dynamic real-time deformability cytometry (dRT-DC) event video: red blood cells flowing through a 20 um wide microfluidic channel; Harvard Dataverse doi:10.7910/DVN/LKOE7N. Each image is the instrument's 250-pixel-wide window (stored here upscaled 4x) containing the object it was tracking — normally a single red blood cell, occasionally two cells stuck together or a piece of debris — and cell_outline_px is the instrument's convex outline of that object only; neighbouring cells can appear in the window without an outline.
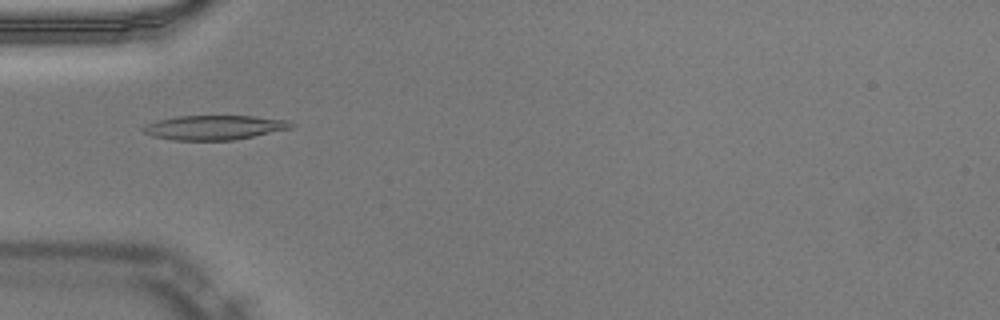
{"species": "Egyptian fruit bat (a non-hibernating species)", "species_latin": "Rousettus aegyptiacus", "temperature_condition": "warm", "stored_images_in_passage": 36, "camera_frame_rate_fps": 3000, "um_per_image_px": 0.085, "animal": {"sex": "male"}, "frame": {"image": 1, "passage_image": 2, "time_ms": 0.333, "image_size_px": [1000, 320], "cell_outline_px": [[296, 124], [292, 128], [232, 140], [176, 140], [152, 136], [144, 132], [140, 128], [156, 120], [176, 116], [252, 116], [288, 120]], "centroid_in_image_um": [18.21, 10.83], "position_along_channel_um": 66.8, "area_um2": 20.98}}
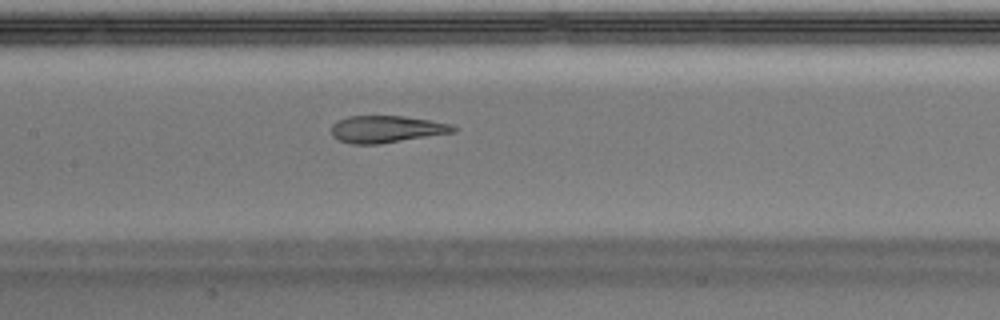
{"frame": {"image": 2, "passage_image": 10, "time_ms": 3.0, "image_size_px": [1000, 320], "cell_outline_px": [[460, 128], [456, 132], [380, 144], [352, 144], [340, 140], [332, 136], [332, 124], [336, 120], [348, 116], [404, 116], [428, 120], [448, 124]], "centroid_in_image_um": [32.84, 10.98], "position_along_channel_um": 174.6, "area_um2": 19.25}}
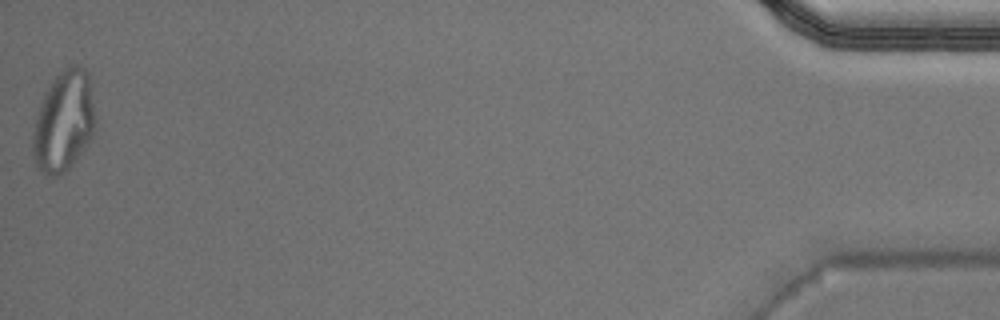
{"frame": {"image": 3, "passage_image": 36, "time_ms": 11.667, "image_size_px": [1000, 320], "cell_outline_px": [[96, 120], [92, 136], [76, 160], [60, 176], [44, 176], [36, 168], [32, 152], [32, 136], [40, 104], [44, 92], [52, 80], [64, 68], [72, 64], [76, 64], [84, 68], [88, 72]], "centroid_in_image_um": [5.4, 10.34], "position_along_channel_um": 429.8, "area_um2": 36.93}, "authors_computed_cell_mechanics": {"area_um2": 20.9236, "velocity_mm_per_s": 4.026, "shape_relaxation_time_tau1_ms": null, "shape_relaxation_time_tau2_ms": 1.2026, "deformation_change_tau1": null, "deformation_change_tau2": 0.0715}}